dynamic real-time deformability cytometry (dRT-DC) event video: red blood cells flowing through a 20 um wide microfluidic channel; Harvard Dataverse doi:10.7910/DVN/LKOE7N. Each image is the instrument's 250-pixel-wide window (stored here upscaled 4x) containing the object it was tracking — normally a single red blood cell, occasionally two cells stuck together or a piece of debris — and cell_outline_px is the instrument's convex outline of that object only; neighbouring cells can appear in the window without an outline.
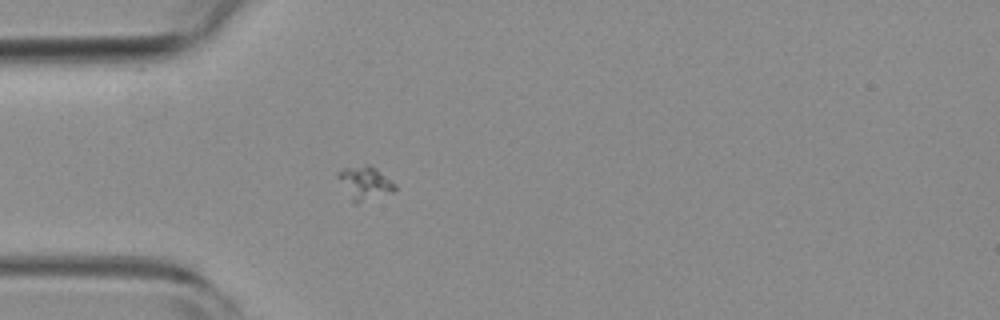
{"species": "common noctule bat (a hibernating species)", "species_latin": "Nyctalus noctula", "temperature_condition": "room temperature", "stored_images_in_passage": 40, "camera_frame_rate_fps": 3000, "um_per_image_px": 0.085, "animal": {"sex": "female", "body_mass_g": 19.3, "forearm_length_mm": 54.1}, "frame": {"image": 1, "passage_image": 1, "time_ms": 0.0, "image_size_px": [1000, 320], "cell_outline_px": [[396, 192], [356, 204], [352, 204], [336, 176], [336, 172], [344, 168], [364, 164], [372, 164], [396, 184]], "centroid_in_image_um": [31.01, 15.56], "position_along_channel_um": 54.0, "area_um2": 11.62}}
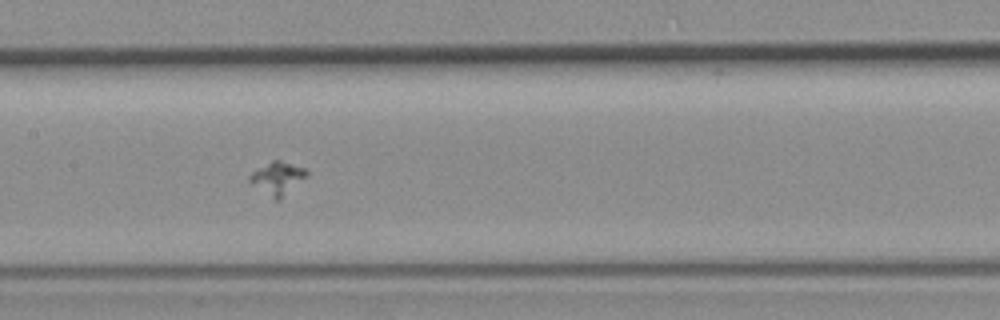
{"frame": {"image": 2, "passage_image": 12, "time_ms": 3.667, "image_size_px": [1000, 320], "cell_outline_px": [[308, 176], [280, 200], [272, 200], [252, 184], [248, 180], [248, 176], [252, 172], [272, 160], [280, 160], [304, 168], [308, 172]], "centroid_in_image_um": [23.59, 15.17], "position_along_channel_um": 183.8, "area_um2": 10.98}}
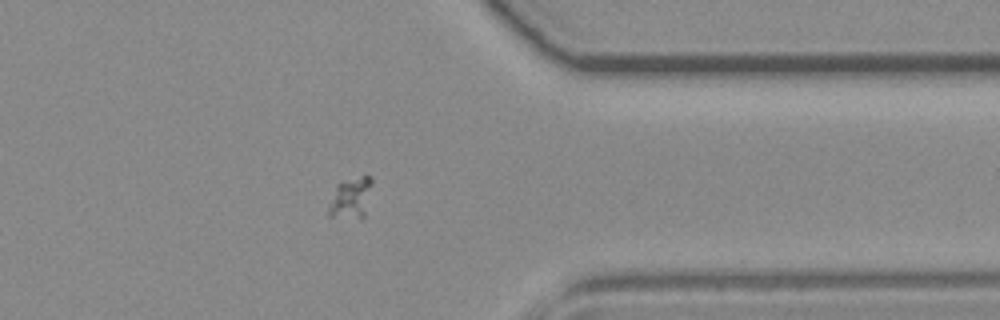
{"frame": {"image": 3, "passage_image": 29, "time_ms": 9.333, "image_size_px": [1000, 320], "cell_outline_px": [[372, 184], [364, 216], [360, 220], [328, 216], [328, 204], [336, 184], [340, 180], [360, 176], [372, 176]], "centroid_in_image_um": [29.79, 16.83], "position_along_channel_um": 381.6, "area_um2": 10.81}}